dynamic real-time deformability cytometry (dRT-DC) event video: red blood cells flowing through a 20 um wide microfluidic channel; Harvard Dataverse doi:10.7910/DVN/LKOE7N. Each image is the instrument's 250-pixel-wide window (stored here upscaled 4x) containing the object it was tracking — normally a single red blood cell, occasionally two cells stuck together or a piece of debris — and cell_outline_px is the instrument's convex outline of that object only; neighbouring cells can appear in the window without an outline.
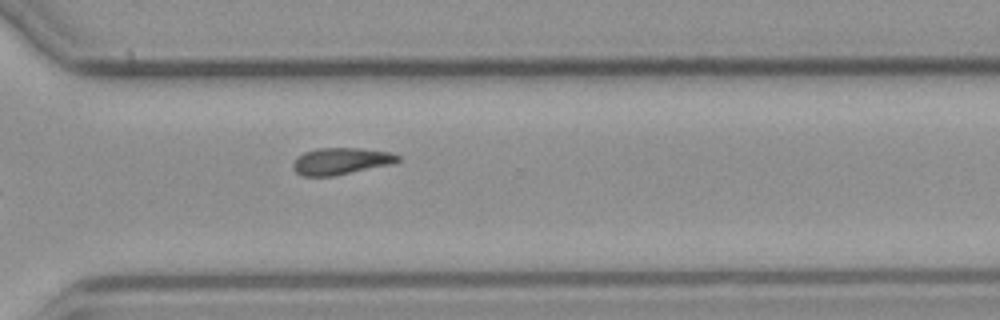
{"species": "common noctule bat (a hibernating species)", "species_latin": "Nyctalus noctula", "temperature_condition": "cold", "stored_images_in_passage": 8, "camera_frame_rate_fps": 3000, "um_per_image_px": 0.085, "animal": {"sex": "male", "body_mass_g": 23.1, "forearm_length_mm": 52.7}, "frame": {"image": 1, "passage_image": 8, "time_ms": 8.667, "image_size_px": [1000, 320], "cell_outline_px": [[400, 160], [392, 164], [332, 176], [300, 176], [292, 168], [292, 164], [296, 156], [304, 152], [316, 148], [360, 148], [388, 152], [400, 156]], "centroid_in_image_um": [28.92, 13.69], "position_along_channel_um": 341.7, "area_um2": 16.42}}